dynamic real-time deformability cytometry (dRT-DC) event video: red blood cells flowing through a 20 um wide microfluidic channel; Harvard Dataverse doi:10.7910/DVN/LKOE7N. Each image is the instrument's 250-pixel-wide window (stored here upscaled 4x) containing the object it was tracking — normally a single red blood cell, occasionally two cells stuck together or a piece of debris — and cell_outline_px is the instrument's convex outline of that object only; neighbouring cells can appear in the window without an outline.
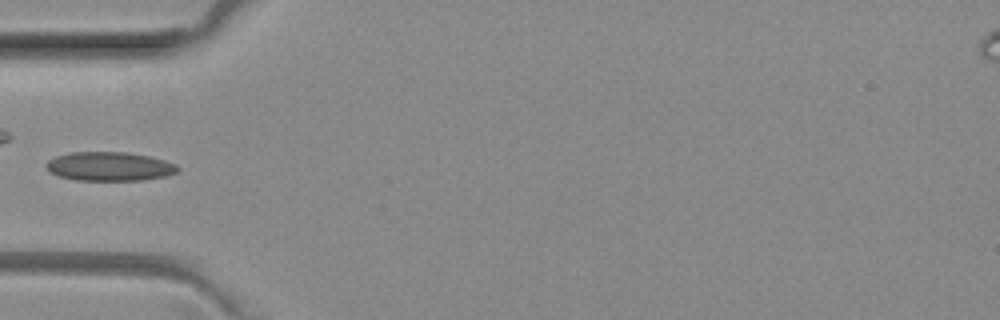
{"species": "common noctule bat (a hibernating species)", "species_latin": "Nyctalus noctula", "temperature_condition": "room temperature", "stored_images_in_passage": 4, "camera_frame_rate_fps": 3000, "um_per_image_px": 0.085, "animal": {"sex": "female", "body_mass_g": 29.2, "forearm_length_mm": 56.3}, "frame": {"image": 1, "passage_image": 4, "time_ms": 1.0, "image_size_px": [1000, 320], "cell_outline_px": [[180, 168], [176, 172], [164, 176], [140, 180], [76, 180], [60, 176], [52, 172], [44, 164], [48, 160], [56, 156], [72, 152], [124, 152], [148, 156], [164, 160], [176, 164]], "centroid_in_image_um": [9.3, 14.14], "position_along_channel_um": 75.7, "area_um2": 21.91}}